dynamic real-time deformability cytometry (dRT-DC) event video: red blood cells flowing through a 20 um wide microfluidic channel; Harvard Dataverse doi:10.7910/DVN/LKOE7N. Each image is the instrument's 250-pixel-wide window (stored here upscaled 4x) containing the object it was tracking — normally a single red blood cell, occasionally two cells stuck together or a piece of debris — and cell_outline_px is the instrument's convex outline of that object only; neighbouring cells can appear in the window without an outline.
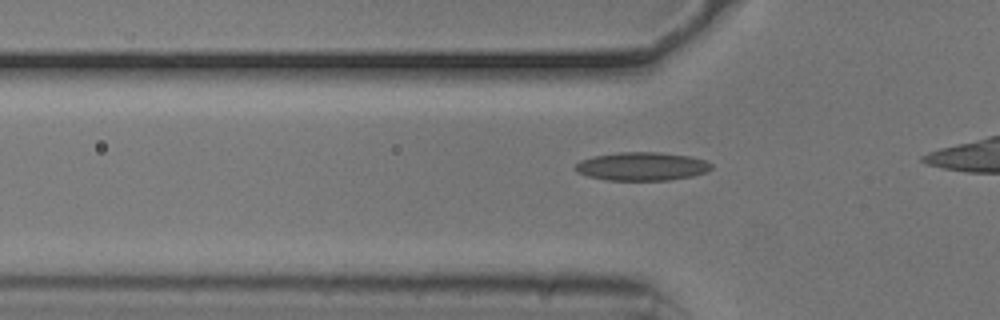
{"species": "common noctule bat (a hibernating species)", "species_latin": "Nyctalus noctula", "temperature_condition": "cold", "stored_images_in_passage": 38, "camera_frame_rate_fps": 3000, "um_per_image_px": 0.085, "animal": {"sex": "male", "body_mass_g": 20.5, "forearm_length_mm": 52.5}, "frame": {"image": 1, "passage_image": 11, "time_ms": 3.333, "image_size_px": [1000, 320], "cell_outline_px": [[712, 168], [708, 172], [692, 176], [668, 180], [604, 180], [588, 176], [576, 172], [576, 164], [580, 160], [592, 156], [620, 152], [660, 152], [692, 156], [704, 160], [712, 164]], "centroid_in_image_um": [54.57, 14.14], "position_along_channel_um": 71.2, "area_um2": 22.66}}
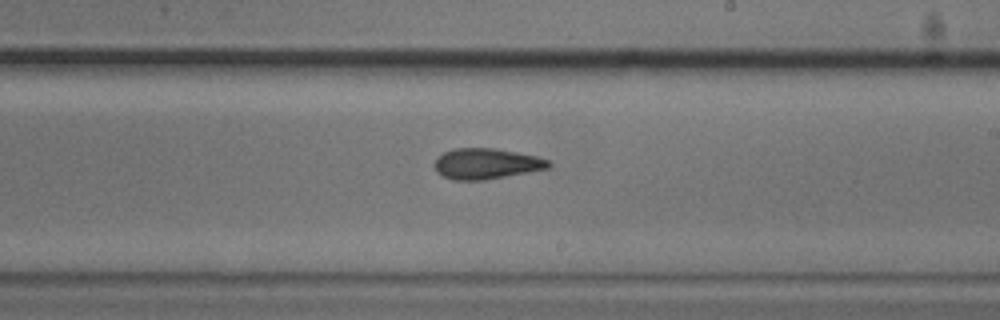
{"frame": {"image": 2, "passage_image": 25, "time_ms": 8.0, "image_size_px": [1000, 320], "cell_outline_px": [[552, 164], [548, 168], [528, 172], [484, 180], [452, 180], [436, 172], [436, 156], [452, 148], [496, 148], [536, 156], [552, 160]], "centroid_in_image_um": [41.35, 13.91], "position_along_channel_um": 247.7, "area_um2": 20.46}}
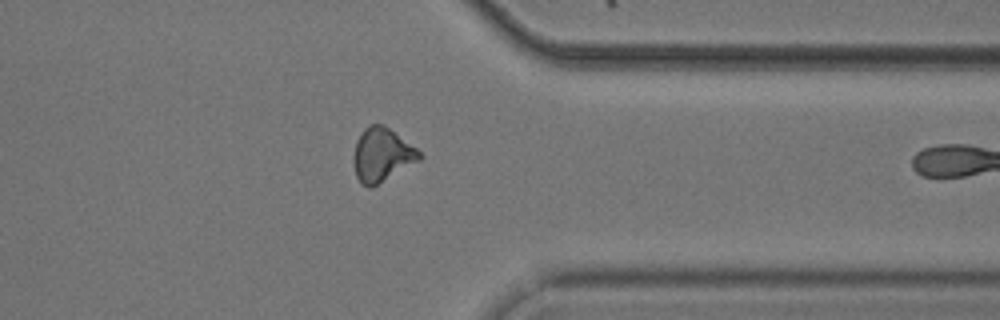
{"frame": {"image": 3, "passage_image": 36, "time_ms": 11.667, "image_size_px": [1000, 320], "cell_outline_px": [[424, 156], [420, 160], [372, 188], [368, 188], [360, 184], [356, 176], [356, 140], [360, 132], [368, 124], [380, 124], [388, 128], [416, 148]], "centroid_in_image_um": [32.48, 13.18], "position_along_channel_um": 378.9, "area_um2": 20.23}}